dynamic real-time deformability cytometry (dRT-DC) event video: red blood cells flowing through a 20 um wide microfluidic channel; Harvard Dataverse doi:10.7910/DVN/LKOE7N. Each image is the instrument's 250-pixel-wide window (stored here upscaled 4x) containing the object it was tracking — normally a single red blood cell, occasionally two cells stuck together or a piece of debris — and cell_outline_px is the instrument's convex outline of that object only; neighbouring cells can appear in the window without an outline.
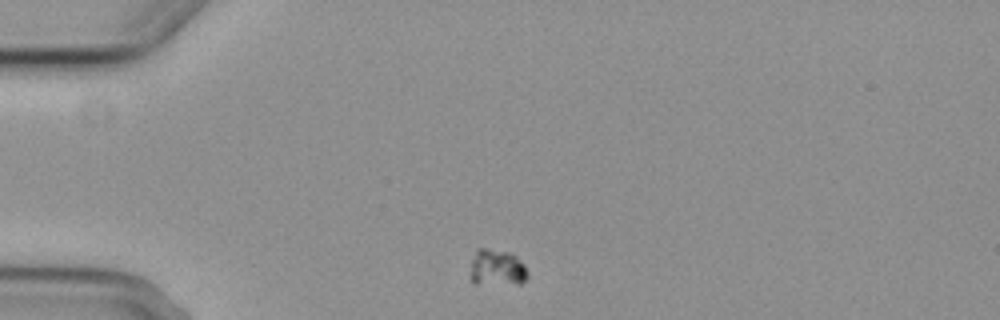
{"species": "common noctule bat (a hibernating species)", "species_latin": "Nyctalus noctula", "temperature_condition": "cold", "stored_images_in_passage": 2, "camera_frame_rate_fps": 3000, "um_per_image_px": 0.085, "animal": {"sex": "female", "body_mass_g": 29.2, "forearm_length_mm": 56.3}, "frame": {"image": 1, "passage_image": 1, "time_ms": 0.0, "image_size_px": [1000, 320], "cell_outline_px": [[528, 276], [520, 284], [476, 284], [468, 276], [472, 260], [476, 248], [488, 248], [508, 252], [516, 256], [524, 264], [528, 272]], "centroid_in_image_um": [42.21, 22.76], "position_along_channel_um": 42.8, "area_um2": 12.48}}
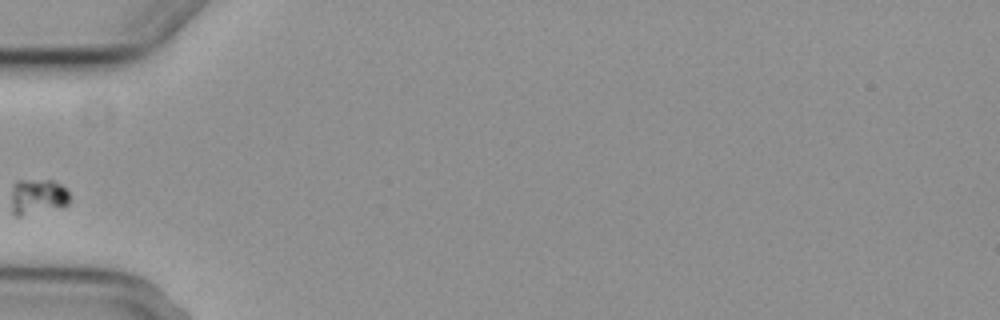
{"frame": {"image": 2, "passage_image": 2, "time_ms": 2.0, "image_size_px": [1000, 320], "cell_outline_px": [[72, 200], [68, 204], [20, 216], [16, 216], [12, 212], [12, 184], [16, 180], [52, 180], [60, 184], [72, 196]], "centroid_in_image_um": [3.2, 16.68], "position_along_channel_um": 81.8, "area_um2": 12.02}}